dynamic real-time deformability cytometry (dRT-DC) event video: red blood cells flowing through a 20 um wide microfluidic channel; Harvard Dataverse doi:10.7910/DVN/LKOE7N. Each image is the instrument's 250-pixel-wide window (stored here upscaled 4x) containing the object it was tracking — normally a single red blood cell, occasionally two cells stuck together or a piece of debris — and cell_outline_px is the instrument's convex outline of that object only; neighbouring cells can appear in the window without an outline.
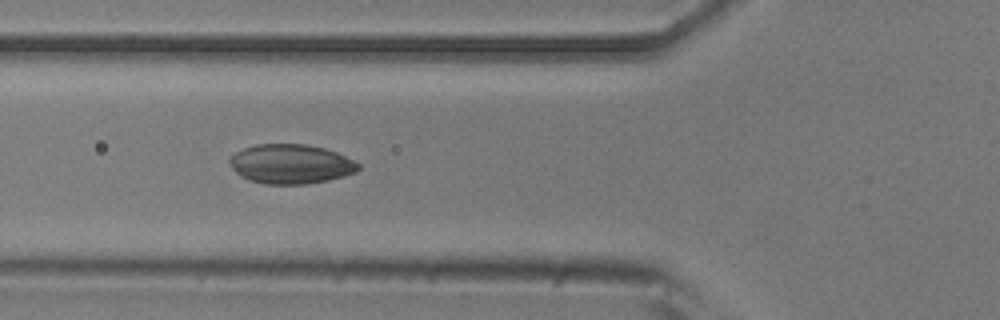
{"species": "common noctule bat (a hibernating species)", "species_latin": "Nyctalus noctula", "temperature_condition": "room temperature", "stored_images_in_passage": 6, "camera_frame_rate_fps": 3000, "um_per_image_px": 0.085, "animal": {"sex": "male", "body_mass_g": 20.5, "forearm_length_mm": 52.5}, "frame": {"image": 1, "passage_image": 4, "time_ms": 1.0, "image_size_px": [1000, 320], "cell_outline_px": [[360, 168], [356, 172], [344, 176], [328, 180], [304, 184], [264, 184], [248, 180], [240, 176], [232, 168], [228, 160], [228, 156], [244, 148], [256, 144], [304, 144], [324, 148], [336, 152], [360, 164]], "centroid_in_image_um": [24.68, 13.94], "position_along_channel_um": 101.1, "area_um2": 29.65}}
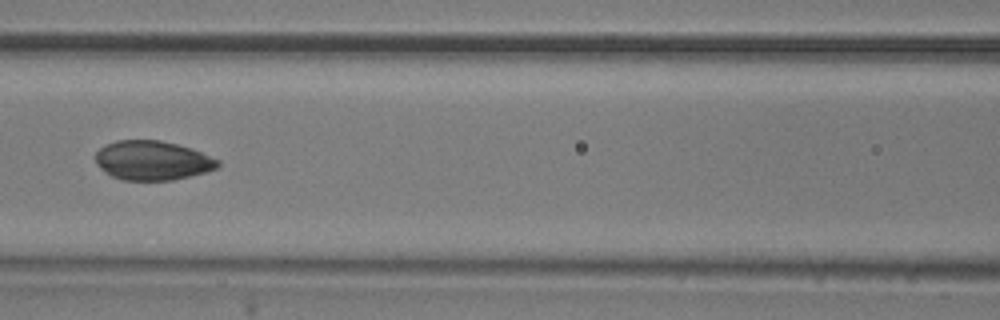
{"frame": {"image": 2, "passage_image": 5, "time_ms": 1.333, "image_size_px": [1000, 320], "cell_outline_px": [[220, 164], [216, 168], [204, 172], [172, 180], [120, 180], [112, 176], [100, 168], [96, 164], [96, 152], [104, 144], [116, 140], [160, 140], [192, 148], [220, 160]], "centroid_in_image_um": [12.93, 13.63], "position_along_channel_um": 153.7, "area_um2": 28.03}}
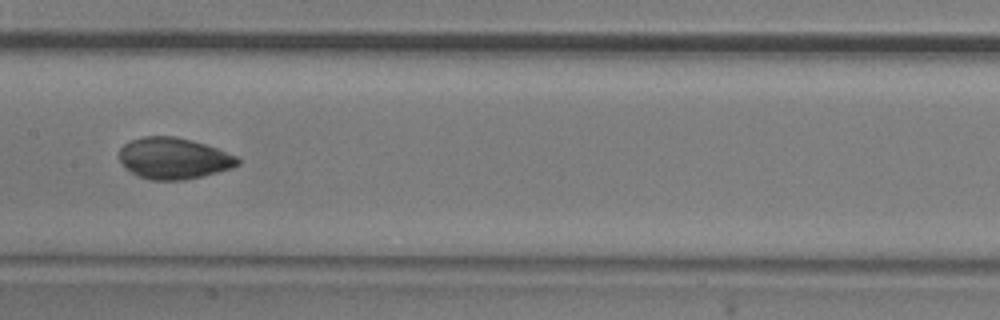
{"frame": {"image": 3, "passage_image": 6, "time_ms": 1.667, "image_size_px": [1000, 320], "cell_outline_px": [[240, 164], [232, 168], [184, 180], [148, 180], [136, 176], [120, 160], [120, 148], [124, 144], [132, 140], [144, 136], [176, 136], [192, 140], [216, 148], [236, 156], [240, 160]], "centroid_in_image_um": [14.76, 13.46], "position_along_channel_um": 192.6, "area_um2": 28.32}}